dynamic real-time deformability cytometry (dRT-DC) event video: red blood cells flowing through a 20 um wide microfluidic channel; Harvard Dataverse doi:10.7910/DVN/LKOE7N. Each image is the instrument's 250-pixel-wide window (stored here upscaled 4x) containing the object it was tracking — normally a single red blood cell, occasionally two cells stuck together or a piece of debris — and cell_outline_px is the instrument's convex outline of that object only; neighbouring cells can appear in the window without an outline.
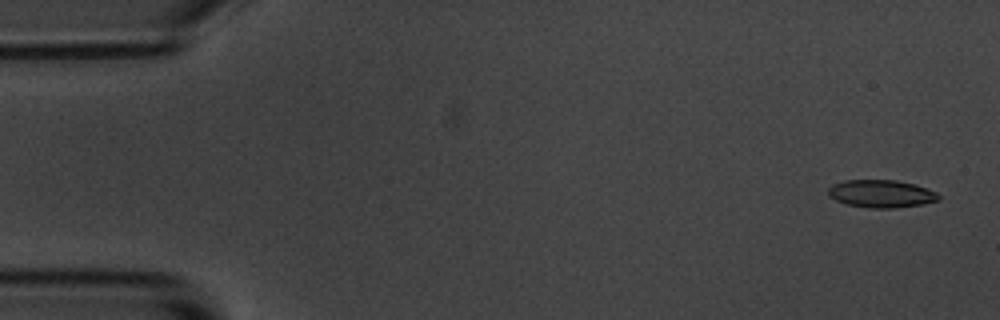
{"species": "common noctule bat (a hibernating species)", "species_latin": "Nyctalus noctula", "temperature_condition": "room temperature", "stored_images_in_passage": 54, "camera_frame_rate_fps": 3000, "um_per_image_px": 0.085, "animal": {"sex": "male", "body_mass_g": 20.1, "forearm_length_mm": 53.5}, "frame": {"image": 1, "passage_image": 2, "time_ms": 0.333, "image_size_px": [1000, 320], "cell_outline_px": [[940, 200], [920, 204], [896, 208], [872, 208], [848, 204], [836, 200], [828, 196], [828, 188], [832, 184], [844, 180], [896, 180], [912, 184], [936, 192], [940, 196]], "centroid_in_image_um": [74.87, 16.46], "position_along_channel_um": 10.1, "area_um2": 17.63}}
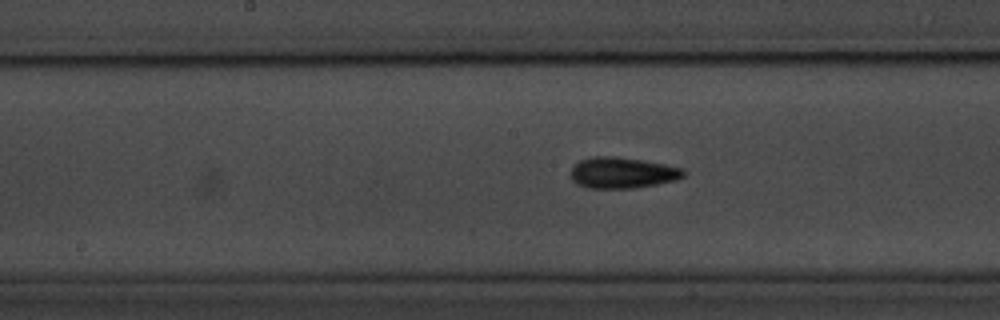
{"frame": {"image": 2, "passage_image": 27, "time_ms": 8.667, "image_size_px": [1000, 320], "cell_outline_px": [[688, 172], [684, 176], [676, 180], [656, 184], [632, 188], [588, 188], [576, 184], [572, 180], [572, 168], [580, 160], [592, 156], [616, 156], [664, 164], [684, 168]], "centroid_in_image_um": [52.92, 14.68], "position_along_channel_um": 195.3, "area_um2": 20.4}}
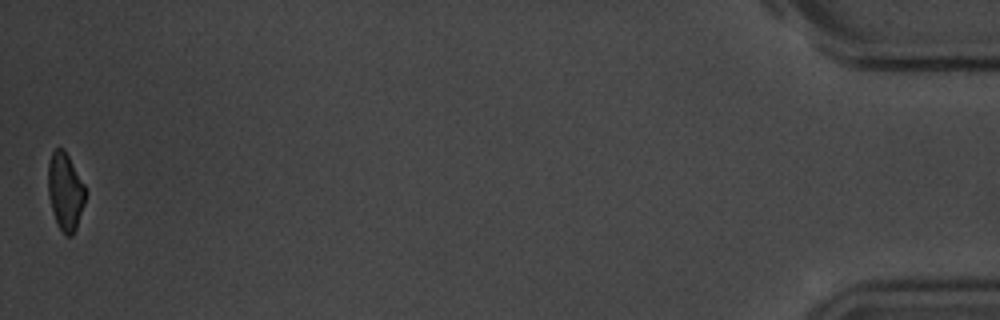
{"frame": {"image": 3, "passage_image": 54, "time_ms": 17.667, "image_size_px": [1000, 320], "cell_outline_px": [[88, 192], [76, 228], [72, 236], [64, 236], [56, 224], [48, 196], [48, 164], [52, 152], [56, 148], [64, 148], [84, 184]], "centroid_in_image_um": [5.55, 16.3], "position_along_channel_um": 429.6, "area_um2": 17.11}, "authors_computed_cell_mechanics": {"area_um2": 18.496, "velocity_mm_per_s": 3.6812, "shape_relaxation_time_tau1_ms": 4.4413, "shape_relaxation_time_tau2_ms": 5.9254, "deformation_change_tau1": 0.1274, "deformation_change_tau2": 0.1299}}